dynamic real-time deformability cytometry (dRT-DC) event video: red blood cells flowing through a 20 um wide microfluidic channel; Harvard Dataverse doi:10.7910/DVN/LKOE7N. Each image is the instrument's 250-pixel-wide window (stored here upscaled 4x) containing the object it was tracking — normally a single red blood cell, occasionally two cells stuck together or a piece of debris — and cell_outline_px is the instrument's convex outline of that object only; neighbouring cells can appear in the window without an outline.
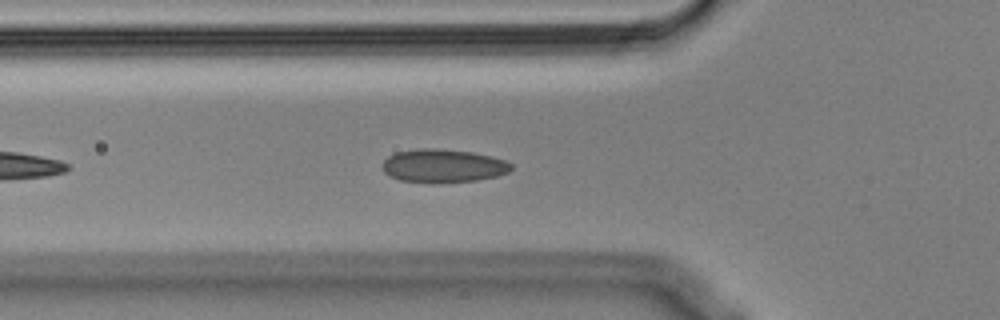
{"species": "Egyptian fruit bat (a non-hibernating species)", "species_latin": "Rousettus aegyptiacus", "temperature_condition": "cold", "stored_images_in_passage": 25, "camera_frame_rate_fps": 3000, "um_per_image_px": 0.085, "animal": {"sex": "male"}, "frame": {"image": 1, "passage_image": 7, "time_ms": 2.0, "image_size_px": [1000, 320], "cell_outline_px": [[512, 168], [508, 172], [496, 176], [476, 180], [440, 184], [400, 180], [384, 172], [380, 168], [380, 164], [388, 156], [396, 152], [416, 148], [436, 148], [472, 152], [492, 156], [504, 160], [512, 164]], "centroid_in_image_um": [37.63, 14.1], "position_along_channel_um": 88.2, "area_um2": 25.37}}
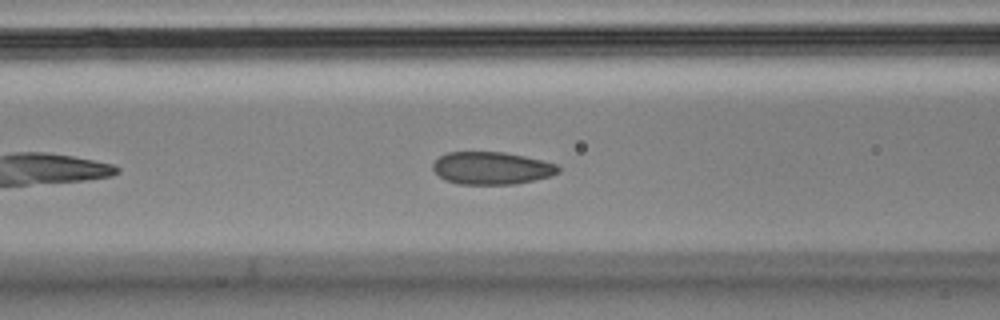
{"frame": {"image": 2, "passage_image": 10, "time_ms": 3.0, "image_size_px": [1000, 320], "cell_outline_px": [[560, 172], [552, 176], [516, 184], [456, 184], [444, 180], [432, 168], [432, 164], [440, 156], [448, 152], [504, 152], [524, 156], [556, 164], [560, 168]], "centroid_in_image_um": [41.79, 14.3], "position_along_channel_um": 124.8, "area_um2": 23.81}}
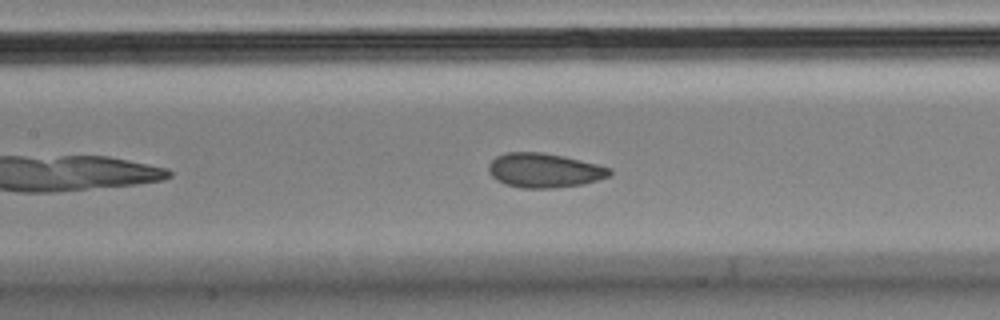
{"frame": {"image": 3, "passage_image": 13, "time_ms": 4.0, "image_size_px": [1000, 320], "cell_outline_px": [[612, 172], [608, 176], [584, 184], [552, 188], [520, 188], [504, 184], [496, 180], [488, 172], [488, 164], [496, 156], [504, 152], [544, 152], [564, 156], [612, 168]], "centroid_in_image_um": [46.22, 14.48], "position_along_channel_um": 161.2, "area_um2": 24.39}}